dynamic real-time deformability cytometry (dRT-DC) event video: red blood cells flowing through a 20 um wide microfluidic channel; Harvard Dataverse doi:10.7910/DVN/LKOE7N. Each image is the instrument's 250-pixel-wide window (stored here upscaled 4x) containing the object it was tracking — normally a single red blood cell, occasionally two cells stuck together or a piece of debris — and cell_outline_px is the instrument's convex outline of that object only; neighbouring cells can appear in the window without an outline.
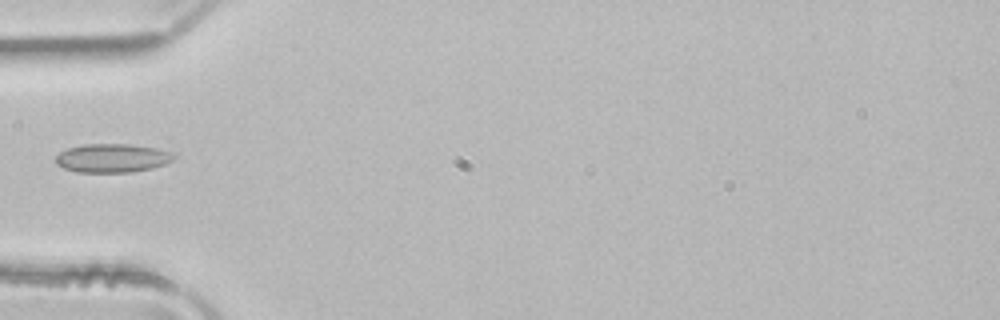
{"species": "common noctule bat (a hibernating species)", "species_latin": "Nyctalus noctula", "temperature_condition": "room temperature", "stored_images_in_passage": 5, "camera_frame_rate_fps": 3000, "um_per_image_px": 0.085, "animal": {"sex": "male", "body_mass_g": 21.5, "forearm_length_mm": 52.0}, "frame": {"image": 1, "passage_image": 5, "time_ms": 1.333, "image_size_px": [1000, 320], "cell_outline_px": [[176, 156], [172, 160], [164, 164], [152, 168], [132, 172], [76, 172], [64, 168], [56, 164], [56, 156], [60, 152], [68, 148], [84, 144], [128, 144], [156, 148], [168, 152]], "centroid_in_image_um": [9.51, 13.44], "position_along_channel_um": 75.5, "area_um2": 19.59}}